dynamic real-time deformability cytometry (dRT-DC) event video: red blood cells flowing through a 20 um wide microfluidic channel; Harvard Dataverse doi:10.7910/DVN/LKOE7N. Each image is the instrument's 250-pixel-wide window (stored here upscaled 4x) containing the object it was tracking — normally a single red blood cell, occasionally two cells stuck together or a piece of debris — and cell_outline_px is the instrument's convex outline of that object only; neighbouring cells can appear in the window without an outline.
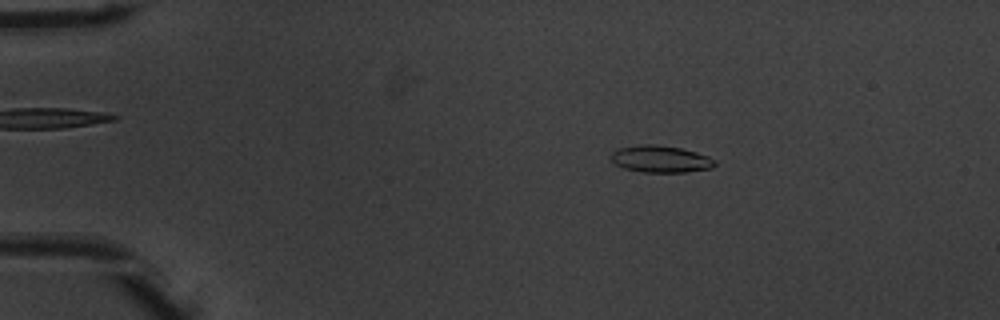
{"species": "common noctule bat (a hibernating species)", "species_latin": "Nyctalus noctula", "temperature_condition": "warm", "stored_images_in_passage": 52, "camera_frame_rate_fps": 3000, "um_per_image_px": 0.085, "animal": {"sex": "male", "body_mass_g": 20.1, "forearm_length_mm": 53.5}, "frame": {"image": 1, "passage_image": 9, "time_ms": 2.667, "image_size_px": [1000, 320], "cell_outline_px": [[716, 164], [712, 168], [684, 172], [644, 172], [624, 168], [616, 164], [608, 156], [612, 152], [620, 148], [644, 144], [656, 144], [680, 148], [696, 152], [708, 156], [716, 160]], "centroid_in_image_um": [56.16, 13.51], "position_along_channel_um": 28.8, "area_um2": 16.24}}
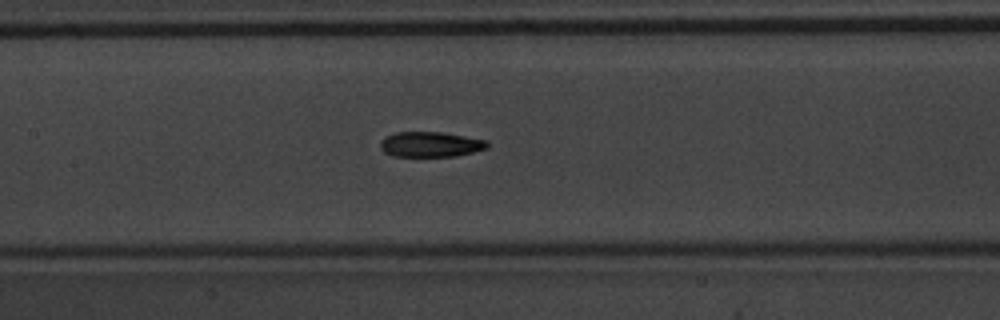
{"frame": {"image": 2, "passage_image": 25, "time_ms": 8.0, "image_size_px": [1000, 320], "cell_outline_px": [[488, 148], [456, 156], [392, 156], [384, 152], [380, 148], [380, 140], [384, 136], [396, 132], [440, 132], [488, 140]], "centroid_in_image_um": [36.56, 12.27], "position_along_channel_um": 170.8, "area_um2": 15.78}}
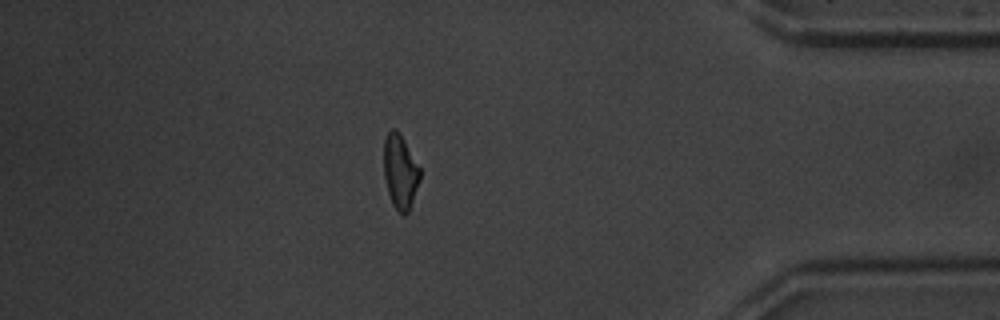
{"frame": {"image": 3, "passage_image": 45, "time_ms": 14.667, "image_size_px": [1000, 320], "cell_outline_px": [[420, 180], [408, 212], [404, 216], [392, 204], [388, 192], [384, 176], [384, 140], [388, 132], [392, 128], [396, 128], [400, 132], [420, 168]], "centroid_in_image_um": [34.01, 14.56], "position_along_channel_um": 401.2, "area_um2": 15.61}, "authors_computed_cell_mechanics": {"area_um2": 15.9528, "velocity_mm_per_s": 3.941, "shape_relaxation_time_tau1_ms": 4.0924, "shape_relaxation_time_tau2_ms": 3.9483, "deformation_change_tau1": 0.1619, "deformation_change_tau2": 0.1192}}